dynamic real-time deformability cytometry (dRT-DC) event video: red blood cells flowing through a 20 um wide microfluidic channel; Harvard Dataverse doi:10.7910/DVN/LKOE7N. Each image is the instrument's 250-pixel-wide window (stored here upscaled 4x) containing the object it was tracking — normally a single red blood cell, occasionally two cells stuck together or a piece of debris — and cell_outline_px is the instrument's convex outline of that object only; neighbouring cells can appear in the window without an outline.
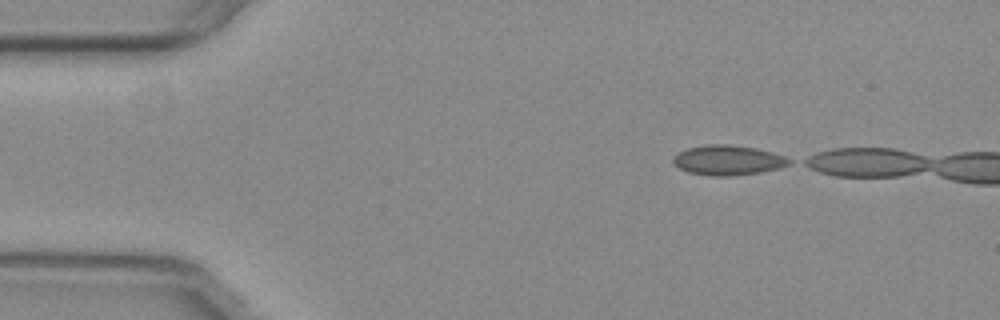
{"species": "common noctule bat (a hibernating species)", "species_latin": "Nyctalus noctula", "temperature_condition": "warm", "stored_images_in_passage": 6, "camera_frame_rate_fps": 3000, "um_per_image_px": 0.085, "animal": {"sex": "female", "body_mass_g": 29.2, "forearm_length_mm": 56.3}, "frame": {"image": 1, "passage_image": 1, "time_ms": 0.0, "image_size_px": [1000, 320], "cell_outline_px": [[792, 160], [788, 164], [780, 168], [760, 172], [736, 176], [712, 176], [688, 172], [680, 168], [672, 160], [672, 156], [688, 148], [708, 144], [728, 144], [756, 148], [772, 152], [784, 156]], "centroid_in_image_um": [61.88, 13.62], "position_along_channel_um": 23.1, "area_um2": 20.17}}